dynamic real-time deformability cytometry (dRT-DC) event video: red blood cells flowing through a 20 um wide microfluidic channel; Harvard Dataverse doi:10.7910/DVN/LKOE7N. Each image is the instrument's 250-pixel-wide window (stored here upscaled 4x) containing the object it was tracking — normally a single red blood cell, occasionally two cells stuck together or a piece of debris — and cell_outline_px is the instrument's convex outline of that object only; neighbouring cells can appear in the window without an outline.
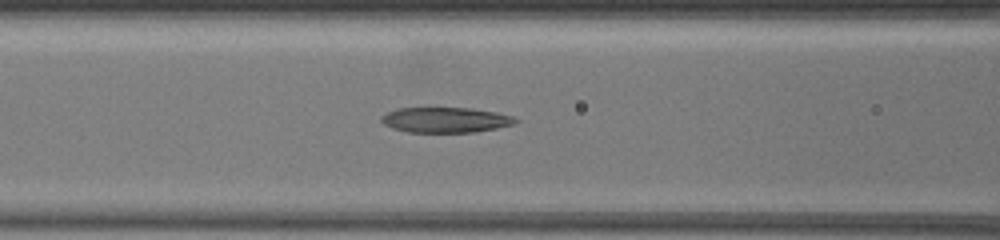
{"species": "common noctule bat (a hibernating species)", "species_latin": "Nyctalus noctula", "temperature_condition": "warm", "stored_images_in_passage": 43, "camera_frame_rate_fps": 3000, "um_per_image_px": 0.085, "animal": {"sex": "female", "body_mass_g": 19.5, "forearm_length_mm": 54.1}, "frame": {"image": 1, "passage_image": 18, "time_ms": 8.0, "image_size_px": [1000, 240], "cell_outline_px": [[520, 120], [516, 124], [476, 132], [408, 132], [392, 128], [384, 124], [380, 120], [380, 116], [396, 108], [468, 108], [496, 112], [512, 116]], "centroid_in_image_um": [37.87, 10.19], "position_along_channel_um": 128.7, "area_um2": 19.83}}
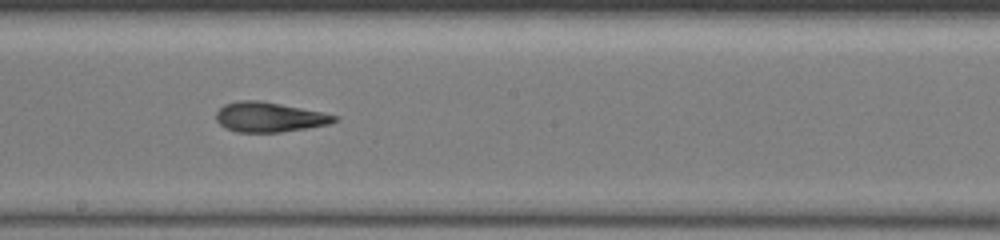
{"frame": {"image": 2, "passage_image": 23, "time_ms": 10.333, "image_size_px": [1000, 240], "cell_outline_px": [[340, 120], [328, 124], [308, 128], [280, 132], [236, 132], [224, 128], [216, 120], [216, 112], [224, 104], [240, 100], [256, 100], [280, 104], [324, 112], [340, 116]], "centroid_in_image_um": [22.91, 9.96], "position_along_channel_um": 225.3, "area_um2": 20.69}}
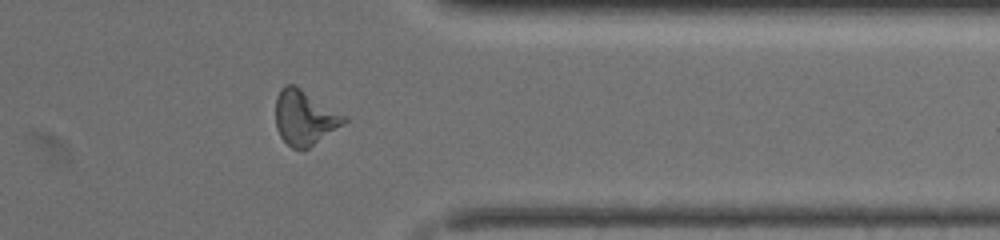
{"frame": {"image": 3, "passage_image": 34, "time_ms": 14.333, "image_size_px": [1000, 240], "cell_outline_px": [[348, 120], [344, 124], [308, 148], [292, 148], [280, 136], [276, 128], [276, 96], [280, 88], [284, 84], [292, 84], [300, 88], [348, 116]], "centroid_in_image_um": [25.9, 9.97], "position_along_channel_um": 385.5, "area_um2": 21.79}}